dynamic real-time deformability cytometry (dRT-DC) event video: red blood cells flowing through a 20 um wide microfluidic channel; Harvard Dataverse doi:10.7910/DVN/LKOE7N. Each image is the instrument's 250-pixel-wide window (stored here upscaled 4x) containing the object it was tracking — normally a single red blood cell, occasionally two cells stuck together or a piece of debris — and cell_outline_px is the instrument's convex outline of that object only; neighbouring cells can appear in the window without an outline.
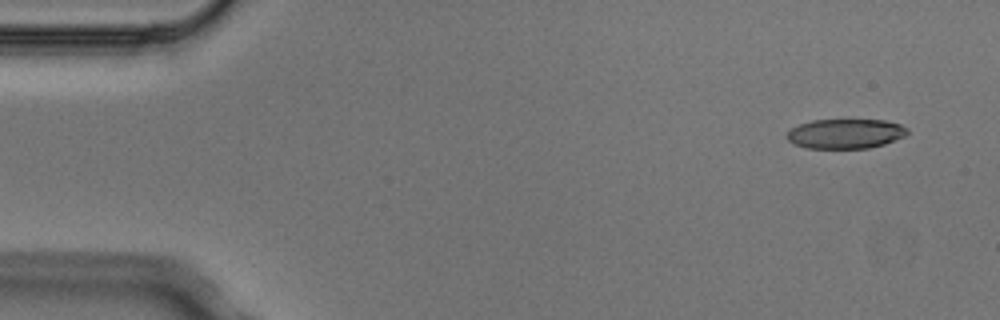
{"species": "Egyptian fruit bat (a non-hibernating species)", "species_latin": "Rousettus aegyptiacus", "temperature_condition": "cold", "stored_images_in_passage": 4, "camera_frame_rate_fps": 3000, "um_per_image_px": 0.085, "animal": {"sex": "male"}, "frame": {"image": 1, "passage_image": 1, "time_ms": 0.0, "image_size_px": [1000, 320], "cell_outline_px": [[908, 132], [904, 136], [884, 144], [868, 148], [804, 148], [792, 144], [784, 136], [792, 128], [800, 124], [812, 120], [884, 120], [900, 124], [908, 128]], "centroid_in_image_um": [71.83, 11.37], "position_along_channel_um": 13.2, "area_um2": 20.87}}
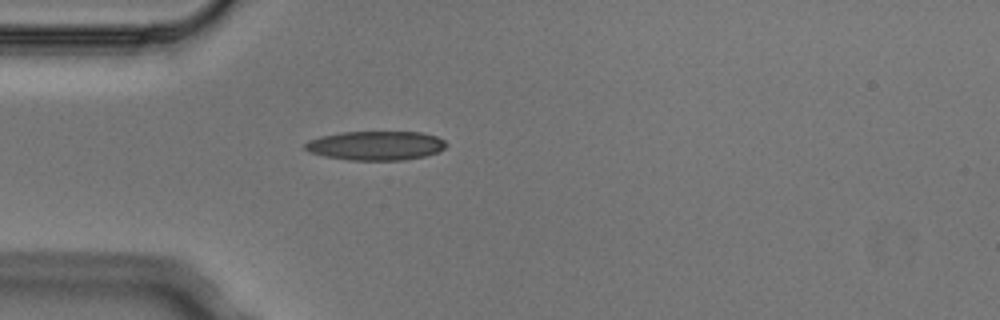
{"frame": {"image": 2, "passage_image": 4, "time_ms": 1.0, "image_size_px": [1000, 320], "cell_outline_px": [[448, 144], [444, 148], [436, 152], [424, 156], [404, 160], [348, 160], [324, 156], [308, 152], [304, 148], [304, 144], [308, 140], [320, 136], [344, 132], [420, 132], [436, 136], [444, 140]], "centroid_in_image_um": [31.91, 12.37], "position_along_channel_um": 53.1, "area_um2": 23.99}}